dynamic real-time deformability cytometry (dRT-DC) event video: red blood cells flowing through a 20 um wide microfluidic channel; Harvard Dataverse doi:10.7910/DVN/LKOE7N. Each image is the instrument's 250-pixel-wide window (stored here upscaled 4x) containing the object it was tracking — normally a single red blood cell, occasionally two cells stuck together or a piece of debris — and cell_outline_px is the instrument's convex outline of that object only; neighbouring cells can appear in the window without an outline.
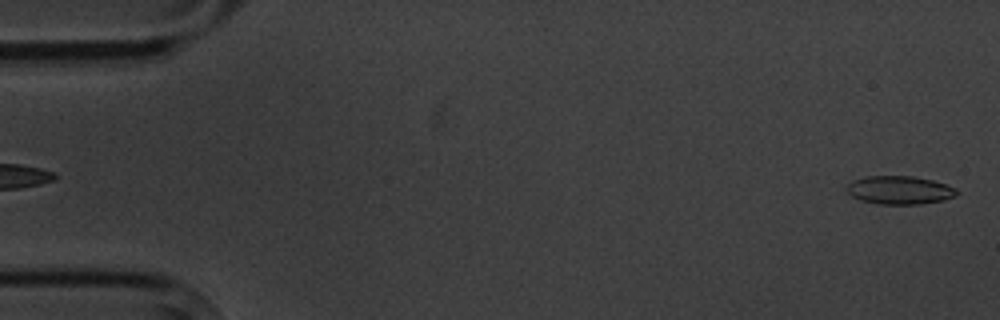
{"species": "common noctule bat (a hibernating species)", "species_latin": "Nyctalus noctula", "temperature_condition": "cold", "stored_images_in_passage": 6, "segment_of_instrument_passage": [2, 2], "camera_frame_rate_fps": 3000, "um_per_image_px": 0.085, "animal": {"sex": "male", "body_mass_g": 20.1, "forearm_length_mm": 53.5}, "frame": {"image": 1, "passage_image": 6, "time_ms": 5.667, "image_size_px": [1000, 320], "cell_outline_px": [[960, 192], [956, 196], [944, 200], [920, 204], [880, 204], [860, 200], [852, 196], [848, 192], [848, 184], [852, 180], [864, 176], [912, 176], [932, 180], [956, 188]], "centroid_in_image_um": [76.48, 16.16], "position_along_channel_um": 8.5, "area_um2": 18.15}}